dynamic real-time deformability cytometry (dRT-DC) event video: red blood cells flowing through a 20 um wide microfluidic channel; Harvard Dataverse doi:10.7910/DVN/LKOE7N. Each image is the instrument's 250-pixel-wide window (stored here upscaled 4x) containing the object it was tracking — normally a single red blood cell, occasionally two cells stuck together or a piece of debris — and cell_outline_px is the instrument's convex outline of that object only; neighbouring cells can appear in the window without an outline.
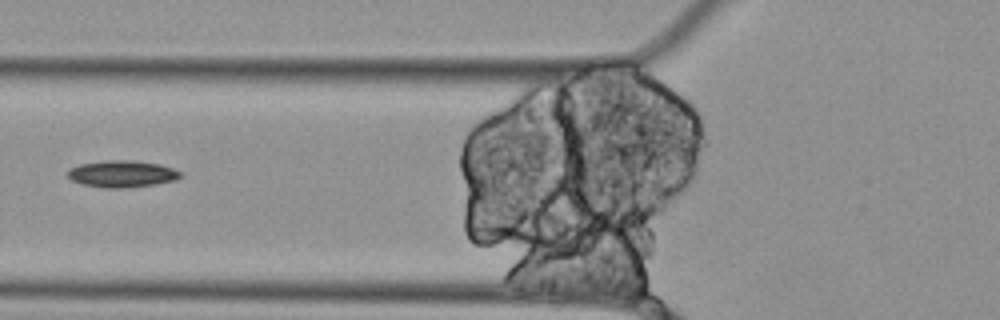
{"species": "Egyptian fruit bat (a non-hibernating species)", "species_latin": "Rousettus aegyptiacus", "temperature_condition": "cold", "stored_images_in_passage": 6, "camera_frame_rate_fps": 3000, "um_per_image_px": 0.085, "animal": {"sex": "female"}, "frame": {"image": 1, "passage_image": 6, "time_ms": 1.667, "image_size_px": [1000, 320], "cell_outline_px": [[184, 176], [176, 180], [156, 184], [128, 188], [104, 188], [84, 184], [72, 180], [68, 176], [68, 168], [80, 164], [104, 160], [132, 160], [160, 164], [184, 172]], "centroid_in_image_um": [10.43, 14.78], "position_along_channel_um": 115.4, "area_um2": 17.86}}